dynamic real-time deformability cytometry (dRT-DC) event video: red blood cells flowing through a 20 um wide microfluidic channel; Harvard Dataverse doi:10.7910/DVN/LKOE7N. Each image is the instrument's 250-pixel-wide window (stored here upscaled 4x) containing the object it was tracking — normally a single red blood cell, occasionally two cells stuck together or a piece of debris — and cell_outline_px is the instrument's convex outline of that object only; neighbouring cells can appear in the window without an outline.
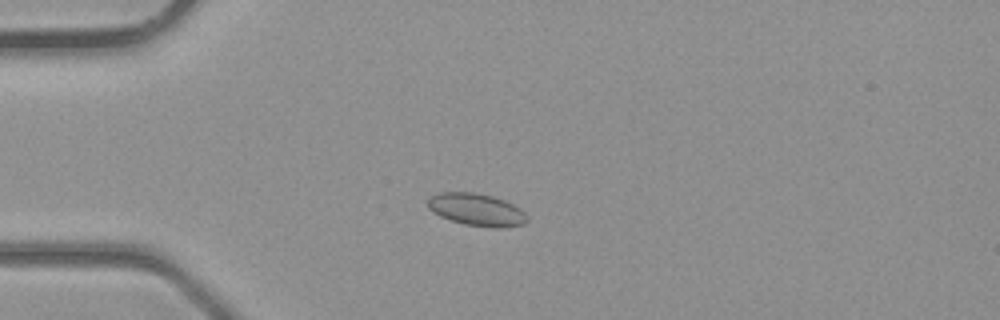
{"species": "common noctule bat (a hibernating species)", "species_latin": "Nyctalus noctula", "temperature_condition": "room temperature", "stored_images_in_passage": 37, "camera_frame_rate_fps": 3000, "um_per_image_px": 0.085, "animal": {"sex": "male", "body_mass_g": 23.1, "forearm_length_mm": 52.7}, "frame": {"image": 1, "passage_image": 8, "time_ms": 2.333, "image_size_px": [1000, 320], "cell_outline_px": [[528, 220], [524, 224], [500, 228], [496, 228], [464, 224], [440, 216], [432, 212], [428, 208], [428, 200], [432, 196], [440, 192], [476, 192], [492, 196], [504, 200], [520, 208], [528, 216]], "centroid_in_image_um": [40.52, 17.82], "position_along_channel_um": 44.5, "area_um2": 18.73}}
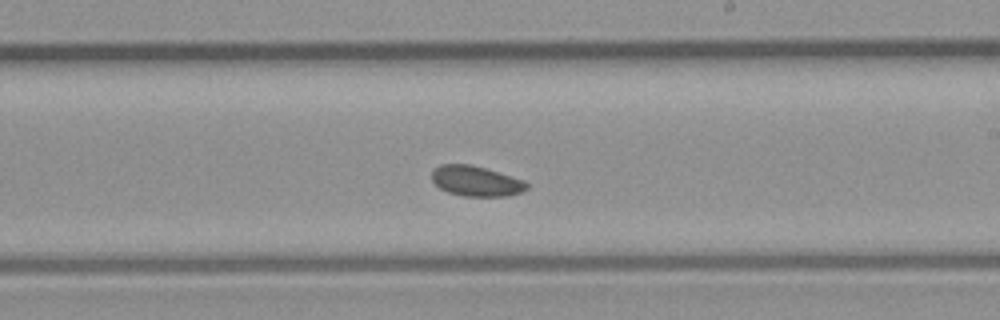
{"frame": {"image": 2, "passage_image": 21, "time_ms": 6.667, "image_size_px": [1000, 320], "cell_outline_px": [[528, 188], [520, 192], [508, 196], [464, 196], [448, 192], [440, 188], [432, 180], [432, 172], [440, 164], [472, 164], [524, 180], [528, 184]], "centroid_in_image_um": [40.46, 15.39], "position_along_channel_um": 248.5, "area_um2": 16.65}}
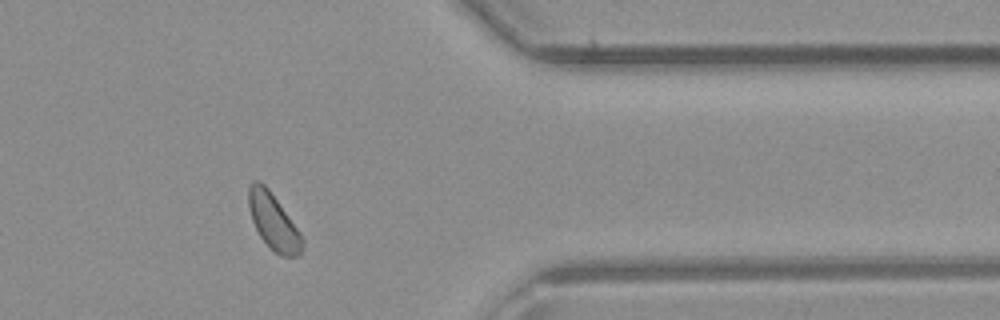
{"frame": {"image": 3, "passage_image": 30, "time_ms": 9.667, "image_size_px": [1000, 320], "cell_outline_px": [[304, 244], [300, 252], [296, 256], [280, 256], [260, 236], [252, 220], [248, 204], [248, 188], [252, 180], [260, 180], [268, 188], [300, 232], [304, 240]], "centroid_in_image_um": [23.23, 18.81], "position_along_channel_um": 388.2, "area_um2": 17.22}}